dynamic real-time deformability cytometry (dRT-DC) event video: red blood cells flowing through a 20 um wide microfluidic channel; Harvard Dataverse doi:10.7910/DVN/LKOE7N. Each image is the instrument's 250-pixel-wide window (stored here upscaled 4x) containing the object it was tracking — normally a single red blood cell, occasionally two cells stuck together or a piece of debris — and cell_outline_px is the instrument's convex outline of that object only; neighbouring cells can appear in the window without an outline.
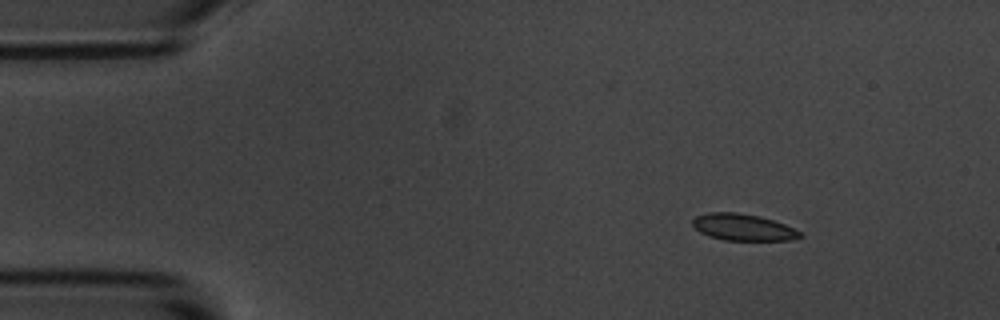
{"species": "common noctule bat (a hibernating species)", "species_latin": "Nyctalus noctula", "temperature_condition": "room temperature", "stored_images_in_passage": 49, "camera_frame_rate_fps": 3000, "um_per_image_px": 0.085, "animal": {"sex": "male", "body_mass_g": 20.1, "forearm_length_mm": 53.5}, "frame": {"image": 1, "passage_image": 1, "time_ms": 0.0, "image_size_px": [1000, 320], "cell_outline_px": [[804, 236], [792, 240], [724, 240], [708, 236], [700, 232], [692, 224], [692, 220], [696, 216], [708, 212], [736, 212], [760, 216], [784, 224], [800, 232]], "centroid_in_image_um": [63.14, 19.31], "position_along_channel_um": 21.9, "area_um2": 16.65}}
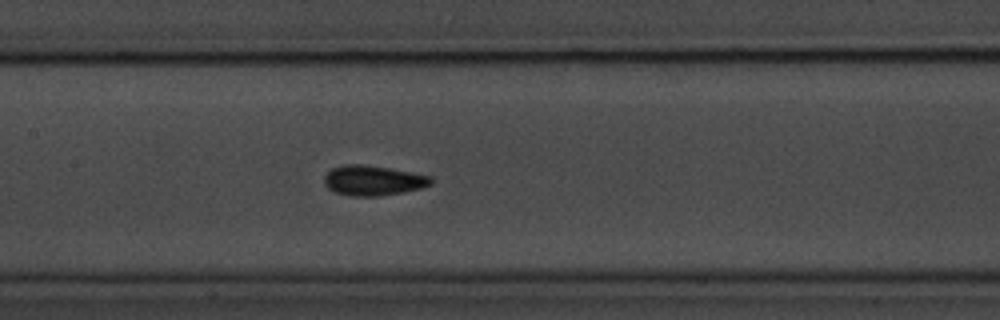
{"frame": {"image": 2, "passage_image": 20, "time_ms": 6.333, "image_size_px": [1000, 320], "cell_outline_px": [[432, 184], [420, 188], [404, 192], [380, 196], [348, 196], [336, 192], [328, 188], [324, 184], [324, 176], [332, 168], [344, 164], [360, 164], [388, 168], [412, 172], [432, 176]], "centroid_in_image_um": [31.71, 15.34], "position_along_channel_um": 175.7, "area_um2": 18.73}}
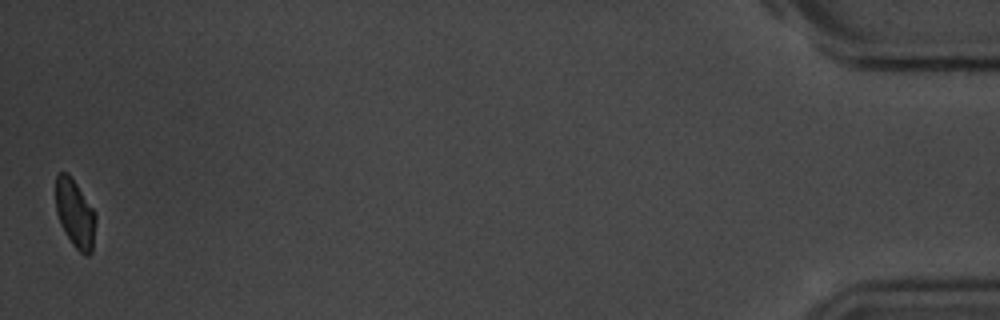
{"frame": {"image": 3, "passage_image": 49, "time_ms": 16.0, "image_size_px": [1000, 320], "cell_outline_px": [[96, 220], [92, 252], [88, 256], [84, 256], [72, 244], [60, 224], [56, 212], [56, 176], [60, 172], [68, 172], [96, 212]], "centroid_in_image_um": [6.39, 18.17], "position_along_channel_um": 428.8, "area_um2": 16.01}, "authors_computed_cell_mechanics": {"area_um2": 17.34, "velocity_mm_per_s": 3.592, "shape_relaxation_time_tau1_ms": 2.7627, "shape_relaxation_time_tau2_ms": null, "deformation_change_tau1": 0.0736, "deformation_change_tau2": null}}